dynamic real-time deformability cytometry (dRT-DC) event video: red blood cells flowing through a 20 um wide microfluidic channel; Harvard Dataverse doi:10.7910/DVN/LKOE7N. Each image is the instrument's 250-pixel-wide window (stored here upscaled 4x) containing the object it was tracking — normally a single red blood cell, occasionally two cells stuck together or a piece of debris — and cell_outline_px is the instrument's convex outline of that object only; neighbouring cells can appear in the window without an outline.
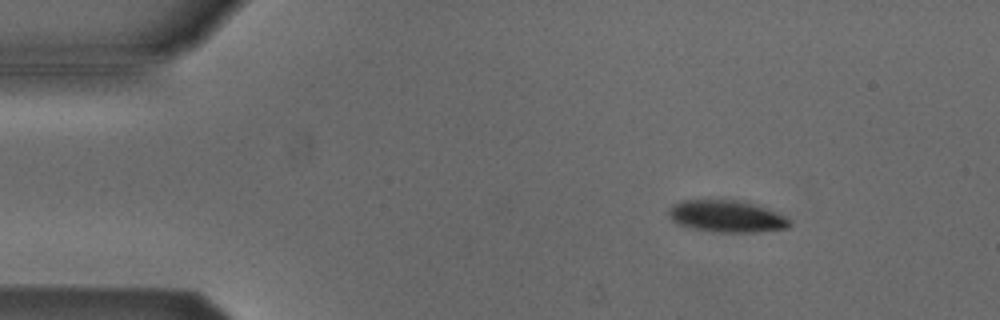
{"species": "Egyptian fruit bat (a non-hibernating species)", "species_latin": "Rousettus aegyptiacus", "temperature_condition": "cold", "stored_images_in_passage": 35, "camera_frame_rate_fps": 3000, "um_per_image_px": 0.085, "animal": {"sex": "male"}, "frame": {"image": 1, "passage_image": 1, "time_ms": 0.0, "image_size_px": [1000, 320], "cell_outline_px": [[792, 224], [788, 228], [756, 232], [720, 232], [696, 228], [676, 224], [668, 216], [668, 208], [672, 204], [680, 200], [736, 200], [756, 204], [784, 216], [792, 220]], "centroid_in_image_um": [61.75, 18.38], "position_along_channel_um": 23.3, "area_um2": 22.48}}
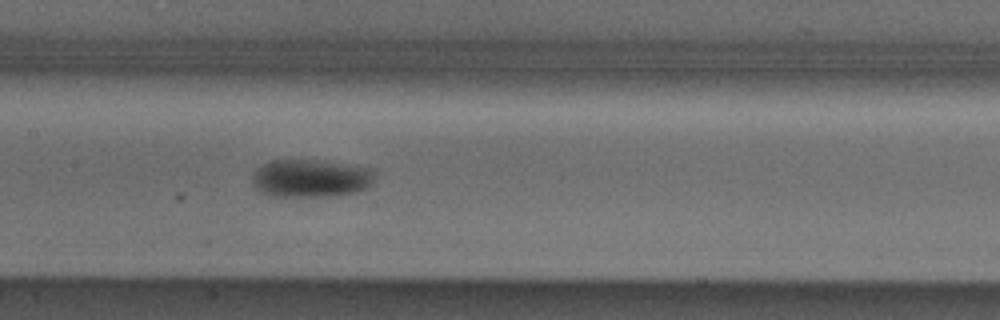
{"frame": {"image": 2, "passage_image": 19, "time_ms": 6.0, "image_size_px": [1000, 320], "cell_outline_px": [[376, 176], [372, 184], [368, 188], [356, 192], [332, 196], [272, 196], [260, 192], [252, 184], [252, 176], [256, 168], [272, 160], [304, 160], [376, 168]], "centroid_in_image_um": [26.44, 15.17], "position_along_channel_um": 181.0, "area_um2": 27.11}}
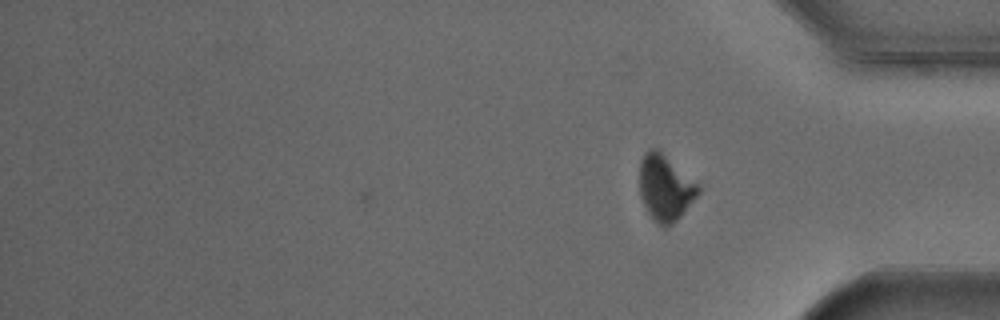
{"frame": {"image": 3, "passage_image": 35, "time_ms": 11.333, "image_size_px": [1000, 320], "cell_outline_px": [[700, 192], [680, 216], [672, 224], [664, 228], [656, 224], [652, 220], [640, 196], [640, 160], [644, 152], [648, 148], [660, 148], [700, 184]], "centroid_in_image_um": [56.55, 15.91], "position_along_channel_um": 378.7, "area_um2": 23.12}, "authors_computed_cell_mechanics": {"area_um2": 25.6632, "velocity_mm_per_s": 3.8598, "shape_relaxation_time_tau1_ms": 2.5592, "shape_relaxation_time_tau2_ms": null, "deformation_change_tau1": 0.1026, "deformation_change_tau2": null}}